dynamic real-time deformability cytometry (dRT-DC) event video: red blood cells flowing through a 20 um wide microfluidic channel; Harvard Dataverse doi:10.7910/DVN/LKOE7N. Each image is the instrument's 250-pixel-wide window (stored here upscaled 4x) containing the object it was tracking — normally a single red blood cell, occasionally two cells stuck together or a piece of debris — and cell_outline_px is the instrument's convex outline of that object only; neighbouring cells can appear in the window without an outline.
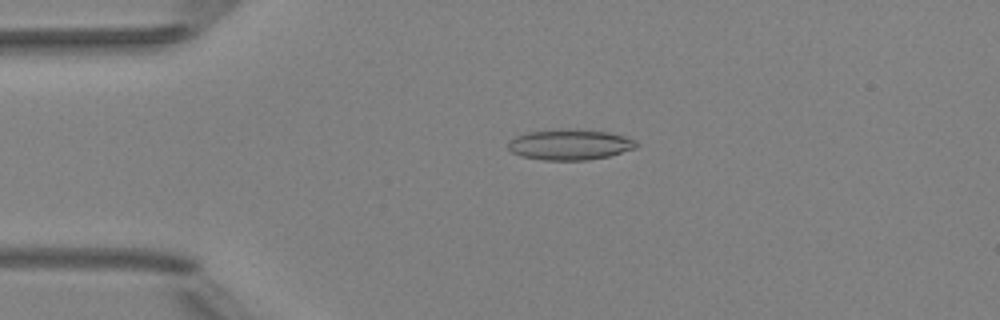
{"species": "Egyptian fruit bat (a non-hibernating species)", "species_latin": "Rousettus aegyptiacus", "temperature_condition": "room temperature", "stored_images_in_passage": 4, "camera_frame_rate_fps": 3000, "um_per_image_px": 0.085, "animal": {"sex": "female"}, "frame": {"image": 1, "passage_image": 3, "time_ms": 3.0, "image_size_px": [1000, 320], "cell_outline_px": [[640, 144], [636, 148], [608, 156], [588, 160], [544, 160], [520, 156], [512, 152], [508, 148], [508, 144], [516, 136], [528, 132], [556, 128], [572, 128], [608, 132], [624, 136], [636, 140]], "centroid_in_image_um": [48.46, 12.28], "position_along_channel_um": 36.5, "area_um2": 23.12}}